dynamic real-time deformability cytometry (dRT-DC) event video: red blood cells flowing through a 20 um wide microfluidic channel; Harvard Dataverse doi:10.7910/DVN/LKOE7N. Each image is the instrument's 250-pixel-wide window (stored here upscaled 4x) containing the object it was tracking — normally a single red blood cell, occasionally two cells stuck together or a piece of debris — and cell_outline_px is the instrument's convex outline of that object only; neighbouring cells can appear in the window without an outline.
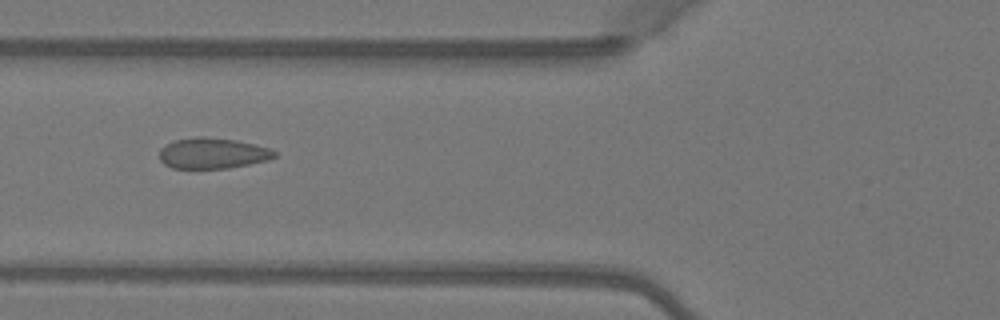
{"species": "Egyptian fruit bat (a non-hibernating species)", "species_latin": "Rousettus aegyptiacus", "temperature_condition": "warm", "stored_images_in_passage": 5, "camera_frame_rate_fps": 3000, "um_per_image_px": 0.085, "animal": {"sex": "female"}, "frame": {"image": 1, "passage_image": 5, "time_ms": 1.333, "image_size_px": [1000, 320], "cell_outline_px": [[276, 156], [268, 160], [228, 168], [172, 168], [164, 164], [160, 160], [160, 148], [172, 140], [196, 136], [204, 136], [236, 140], [268, 148], [276, 152]], "centroid_in_image_um": [18.02, 13.02], "position_along_channel_um": 107.8, "area_um2": 20.63}}